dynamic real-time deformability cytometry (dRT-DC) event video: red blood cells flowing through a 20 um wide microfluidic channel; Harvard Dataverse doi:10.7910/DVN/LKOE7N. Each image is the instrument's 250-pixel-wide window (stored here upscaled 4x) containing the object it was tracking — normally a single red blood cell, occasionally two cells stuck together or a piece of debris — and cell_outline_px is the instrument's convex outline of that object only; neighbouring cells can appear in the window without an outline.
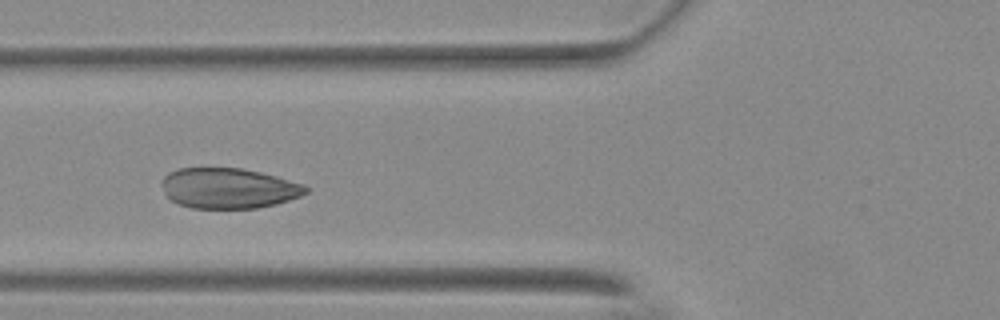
{"species": "Egyptian fruit bat (a non-hibernating species)", "species_latin": "Rousettus aegyptiacus", "temperature_condition": "warm", "stored_images_in_passage": 32, "camera_frame_rate_fps": 3000, "um_per_image_px": 0.085, "animal": {"sex": "female"}, "frame": {"image": 1, "passage_image": 8, "time_ms": 2.333, "image_size_px": [1000, 320], "cell_outline_px": [[312, 188], [308, 192], [300, 196], [276, 204], [256, 208], [192, 208], [176, 204], [164, 192], [160, 184], [160, 180], [168, 172], [180, 168], [240, 168], [260, 172], [276, 176], [304, 184]], "centroid_in_image_um": [19.42, 16.0], "position_along_channel_um": 106.4, "area_um2": 34.16}}
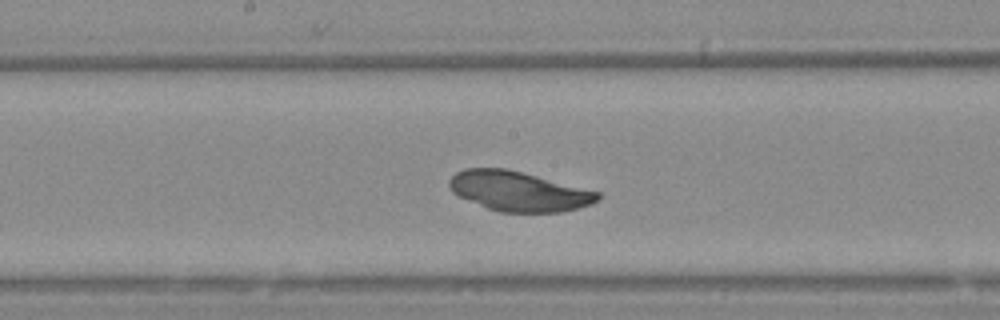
{"frame": {"image": 2, "passage_image": 16, "time_ms": 5.0, "image_size_px": [1000, 320], "cell_outline_px": [[600, 196], [592, 204], [560, 212], [500, 212], [488, 208], [460, 196], [452, 192], [448, 188], [448, 180], [456, 172], [464, 168], [504, 168], [600, 192]], "centroid_in_image_um": [44.04, 16.25], "position_along_channel_um": 204.2, "area_um2": 33.93}}
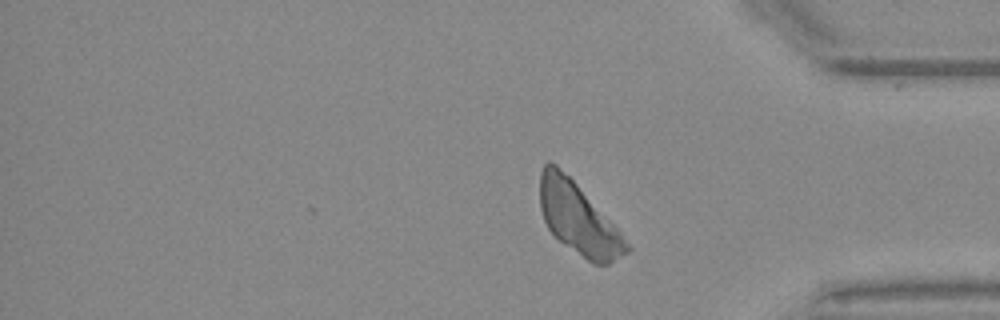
{"frame": {"image": 3, "passage_image": 32, "time_ms": 10.333, "image_size_px": [1000, 320], "cell_outline_px": [[632, 248], [628, 252], [608, 264], [592, 264], [564, 244], [548, 228], [544, 220], [540, 208], [540, 172], [544, 164], [548, 160], [556, 164], [576, 184], [620, 232]], "centroid_in_image_um": [49.14, 18.59], "position_along_channel_um": 386.1, "area_um2": 35.37}}